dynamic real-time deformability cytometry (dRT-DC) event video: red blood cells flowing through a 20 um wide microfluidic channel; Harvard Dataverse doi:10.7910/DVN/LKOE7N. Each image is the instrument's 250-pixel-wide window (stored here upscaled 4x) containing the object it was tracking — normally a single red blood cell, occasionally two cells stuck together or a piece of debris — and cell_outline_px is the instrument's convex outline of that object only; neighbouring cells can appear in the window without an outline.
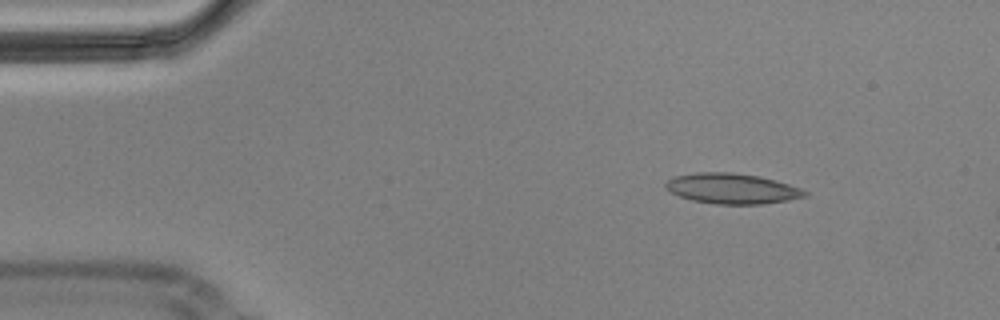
{"species": "Egyptian fruit bat (a non-hibernating species)", "species_latin": "Rousettus aegyptiacus", "temperature_condition": "cold", "stored_images_in_passage": 5, "camera_frame_rate_fps": 3000, "um_per_image_px": 0.085, "animal": {"sex": "male"}, "frame": {"image": 1, "passage_image": 1, "time_ms": 0.0, "image_size_px": [1000, 320], "cell_outline_px": [[808, 196], [788, 200], [760, 204], [716, 204], [692, 200], [680, 196], [664, 188], [664, 184], [672, 176], [696, 172], [732, 172], [760, 176], [776, 180], [800, 188], [808, 192]], "centroid_in_image_um": [62.21, 16.02], "position_along_channel_um": 22.8, "area_um2": 24.74}}